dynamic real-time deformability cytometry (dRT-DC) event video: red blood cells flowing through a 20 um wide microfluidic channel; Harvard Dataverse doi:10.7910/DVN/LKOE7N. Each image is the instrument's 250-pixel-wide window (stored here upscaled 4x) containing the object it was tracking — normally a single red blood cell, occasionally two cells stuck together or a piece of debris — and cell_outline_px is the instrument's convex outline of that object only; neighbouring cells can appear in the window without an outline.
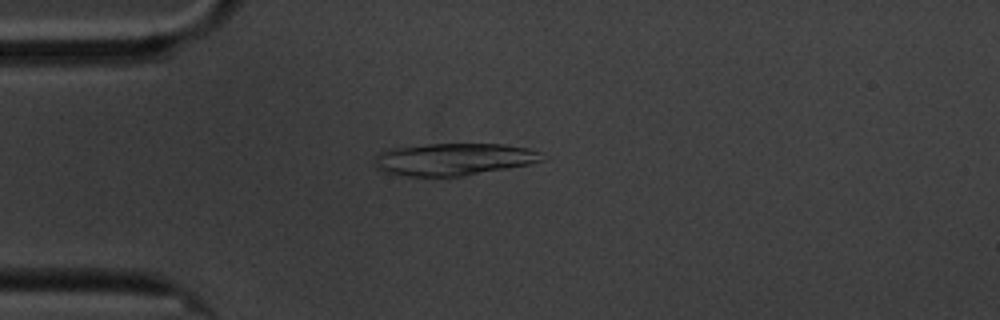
{"species": "common noctule bat (a hibernating species)", "species_latin": "Nyctalus noctula", "temperature_condition": "cold", "stored_images_in_passage": 54, "camera_frame_rate_fps": 3000, "um_per_image_px": 0.085, "animal": {"sex": "male", "body_mass_g": 20.1, "forearm_length_mm": 53.5}, "frame": {"image": 1, "passage_image": 10, "time_ms": 3.0, "image_size_px": [1000, 320], "cell_outline_px": [[548, 156], [544, 160], [528, 164], [508, 168], [464, 176], [408, 176], [388, 172], [376, 168], [376, 156], [380, 152], [388, 148], [428, 144], [500, 144], [528, 148], [544, 152]], "centroid_in_image_um": [38.63, 13.53], "position_along_channel_um": 46.4, "area_um2": 31.5}}
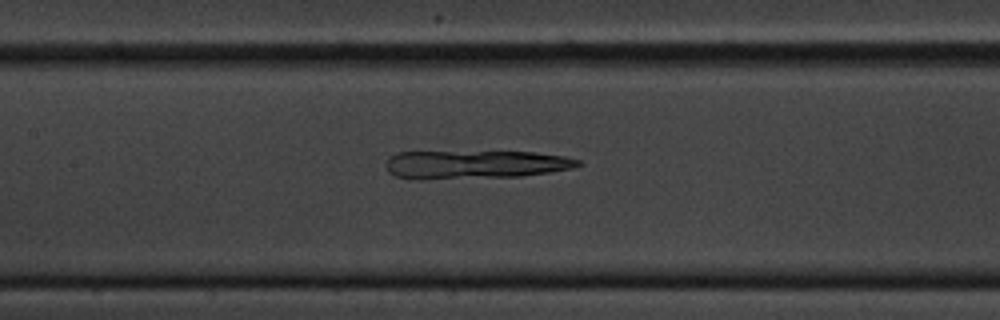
{"frame": {"image": 2, "passage_image": 22, "time_ms": 7.0, "image_size_px": [1000, 320], "cell_outline_px": [[584, 164], [572, 168], [548, 172], [520, 176], [424, 180], [416, 180], [396, 176], [388, 172], [384, 164], [388, 156], [396, 152], [536, 152], [564, 156], [580, 160]], "centroid_in_image_um": [40.32, 13.99], "position_along_channel_um": 167.1, "area_um2": 32.19}}
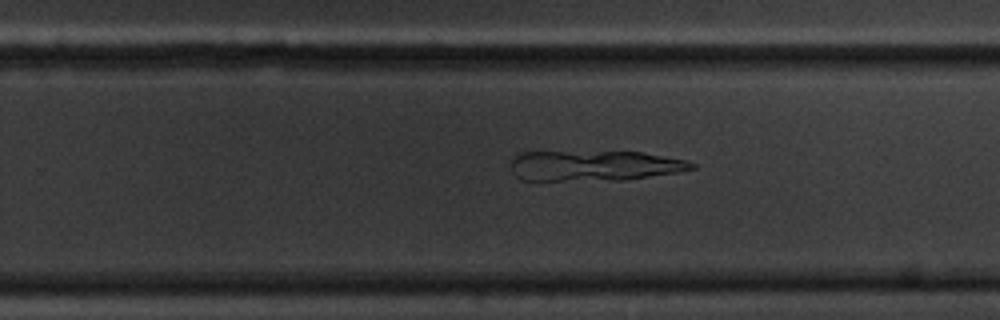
{"frame": {"image": 3, "passage_image": 32, "time_ms": 10.333, "image_size_px": [1000, 320], "cell_outline_px": [[696, 168], [676, 172], [648, 176], [616, 180], [540, 184], [520, 180], [512, 172], [512, 156], [516, 152], [640, 152], [688, 160], [696, 164]], "centroid_in_image_um": [50.34, 14.13], "position_along_channel_um": 279.5, "area_um2": 33.23}}